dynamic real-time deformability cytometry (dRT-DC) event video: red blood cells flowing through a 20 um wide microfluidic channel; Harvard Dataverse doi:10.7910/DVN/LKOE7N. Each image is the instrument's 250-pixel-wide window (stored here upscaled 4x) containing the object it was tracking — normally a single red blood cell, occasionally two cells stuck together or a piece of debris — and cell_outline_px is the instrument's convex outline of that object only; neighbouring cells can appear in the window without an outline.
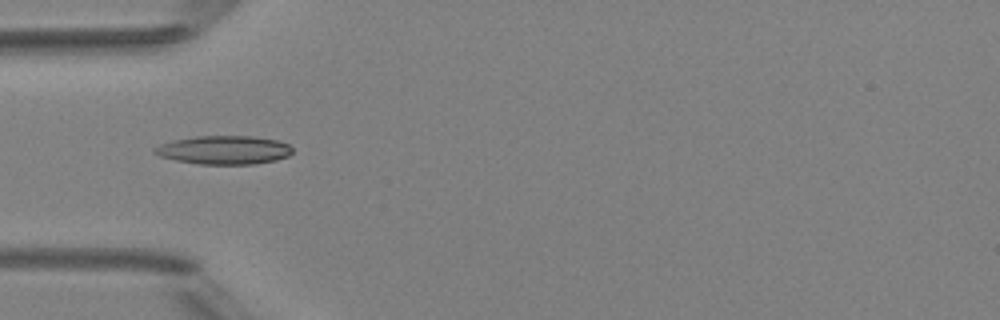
{"species": "Egyptian fruit bat (a non-hibernating species)", "species_latin": "Rousettus aegyptiacus", "temperature_condition": "room temperature", "stored_images_in_passage": 4, "camera_frame_rate_fps": 3000, "um_per_image_px": 0.085, "animal": {"sex": "female"}, "frame": {"image": 1, "passage_image": 4, "time_ms": 3.333, "image_size_px": [1000, 320], "cell_outline_px": [[292, 152], [288, 156], [276, 160], [252, 164], [200, 164], [176, 160], [160, 156], [152, 152], [152, 148], [160, 144], [172, 140], [196, 136], [252, 136], [276, 140], [288, 144], [292, 148]], "centroid_in_image_um": [19.01, 12.74], "position_along_channel_um": 66.0, "area_um2": 22.95}}